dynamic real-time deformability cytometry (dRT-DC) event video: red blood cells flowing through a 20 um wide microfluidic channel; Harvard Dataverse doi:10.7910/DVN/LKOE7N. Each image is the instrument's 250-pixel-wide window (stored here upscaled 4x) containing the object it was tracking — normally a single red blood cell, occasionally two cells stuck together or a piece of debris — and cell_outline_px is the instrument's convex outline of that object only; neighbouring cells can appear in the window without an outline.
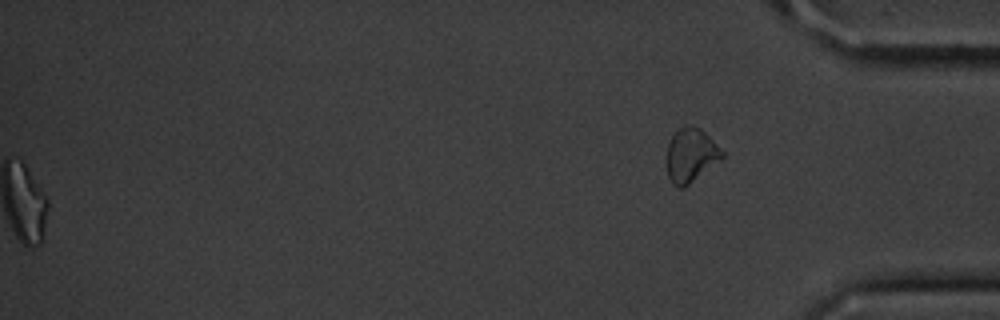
{"species": "common noctule bat (a hibernating species)", "species_latin": "Nyctalus noctula", "temperature_condition": "cold", "stored_images_in_passage": 56, "segment_of_instrument_passage": [2, 2], "camera_frame_rate_fps": 3000, "um_per_image_px": 0.085, "animal": {"sex": "male", "body_mass_g": 20.1, "forearm_length_mm": 53.5}, "frame": {"image": 1, "passage_image": 56, "time_ms": 18.333, "image_size_px": [1000, 320], "cell_outline_px": [[724, 156], [684, 188], [676, 188], [672, 184], [668, 176], [664, 160], [668, 144], [672, 136], [680, 128], [700, 128], [724, 152]], "centroid_in_image_um": [58.66, 13.25], "position_along_channel_um": 376.5, "area_um2": 17.17}}